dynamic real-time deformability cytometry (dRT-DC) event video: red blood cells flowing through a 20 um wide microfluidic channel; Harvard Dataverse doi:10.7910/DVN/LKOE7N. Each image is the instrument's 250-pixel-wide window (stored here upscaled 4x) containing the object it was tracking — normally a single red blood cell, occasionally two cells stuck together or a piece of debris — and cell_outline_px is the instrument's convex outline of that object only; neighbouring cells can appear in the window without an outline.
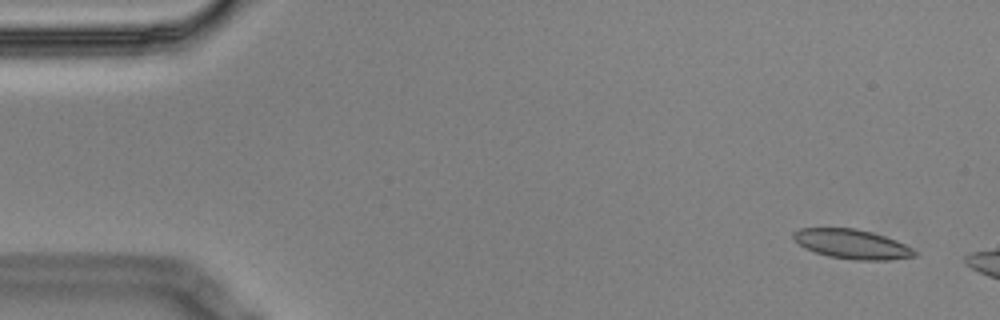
{"species": "Egyptian fruit bat (a non-hibernating species)", "species_latin": "Rousettus aegyptiacus", "temperature_condition": "cold", "stored_images_in_passage": 3, "camera_frame_rate_fps": 3000, "um_per_image_px": 0.085, "animal": {"sex": "male"}, "frame": {"image": 1, "passage_image": 1, "time_ms": 0.0, "image_size_px": [1000, 320], "cell_outline_px": [[916, 256], [888, 260], [856, 260], [828, 256], [804, 248], [792, 236], [792, 232], [800, 228], [856, 228], [872, 232], [896, 240], [912, 248], [916, 252]], "centroid_in_image_um": [72.41, 20.74], "position_along_channel_um": 12.6, "area_um2": 20.69}}